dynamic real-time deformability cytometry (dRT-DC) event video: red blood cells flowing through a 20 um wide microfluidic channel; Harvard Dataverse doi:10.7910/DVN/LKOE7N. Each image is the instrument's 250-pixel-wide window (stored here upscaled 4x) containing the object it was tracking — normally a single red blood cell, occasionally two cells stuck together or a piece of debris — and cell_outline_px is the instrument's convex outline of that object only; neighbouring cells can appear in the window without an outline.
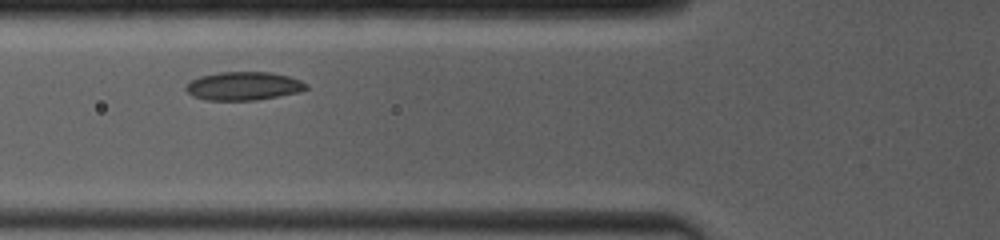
{"species": "common noctule bat (a hibernating species)", "species_latin": "Nyctalus noctula", "temperature_condition": "room temperature", "stored_images_in_passage": 4, "camera_frame_rate_fps": 4000, "um_per_image_px": 0.085, "animal": {"sex": "female", "body_mass_g": 19.0, "forearm_length_mm": 53.3}, "frame": {"image": 1, "passage_image": 3, "time_ms": 1.75, "image_size_px": [1000, 240], "cell_outline_px": [[308, 88], [300, 92], [256, 100], [204, 100], [192, 96], [184, 88], [192, 80], [200, 76], [220, 72], [272, 72], [288, 76], [300, 80], [308, 84]], "centroid_in_image_um": [20.71, 7.31], "position_along_channel_um": 105.1, "area_um2": 19.94}}